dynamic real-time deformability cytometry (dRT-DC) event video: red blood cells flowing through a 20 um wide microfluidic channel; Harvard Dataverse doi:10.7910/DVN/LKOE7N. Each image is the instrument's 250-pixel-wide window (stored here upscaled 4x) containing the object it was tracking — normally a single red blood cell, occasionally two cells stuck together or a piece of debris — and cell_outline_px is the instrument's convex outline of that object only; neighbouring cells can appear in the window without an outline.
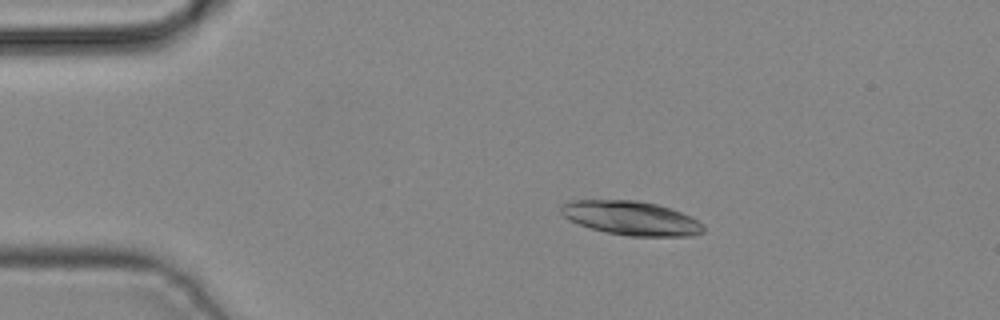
{"species": "common noctule bat (a hibernating species)", "species_latin": "Nyctalus noctula", "temperature_condition": "cold", "stored_images_in_passage": 44, "camera_frame_rate_fps": 3000, "um_per_image_px": 0.085, "animal": {"sex": "male", "body_mass_g": 19.2, "forearm_length_mm": 51.8}, "frame": {"image": 1, "passage_image": 9, "time_ms": 2.667, "image_size_px": [1000, 320], "cell_outline_px": [[704, 232], [692, 236], [628, 236], [604, 232], [568, 220], [560, 212], [560, 204], [572, 200], [636, 200], [656, 204], [680, 212], [704, 224]], "centroid_in_image_um": [53.62, 18.54], "position_along_channel_um": 31.4, "area_um2": 28.21}}